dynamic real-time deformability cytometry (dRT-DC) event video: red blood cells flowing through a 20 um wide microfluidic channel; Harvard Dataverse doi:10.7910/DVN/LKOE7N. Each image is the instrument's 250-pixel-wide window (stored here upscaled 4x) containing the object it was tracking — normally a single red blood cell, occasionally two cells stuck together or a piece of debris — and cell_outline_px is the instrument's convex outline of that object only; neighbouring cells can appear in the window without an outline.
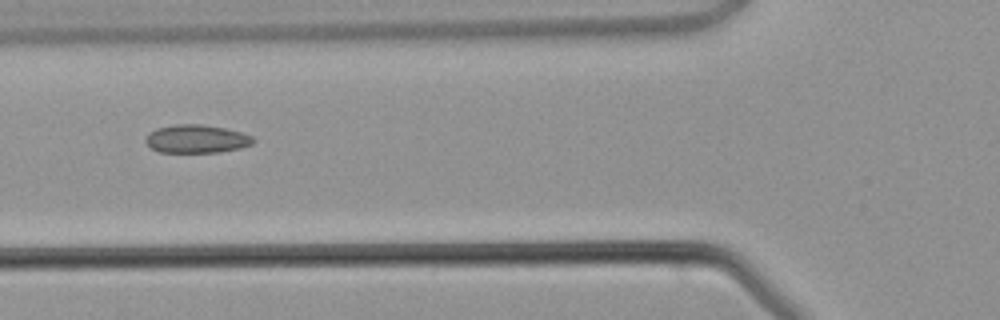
{"species": "common noctule bat (a hibernating species)", "species_latin": "Nyctalus noctula", "temperature_condition": "warm", "stored_images_in_passage": 6, "camera_frame_rate_fps": 3000, "um_per_image_px": 0.085, "animal": {"sex": "male", "body_mass_g": 21.5, "forearm_length_mm": 52.0}, "frame": {"image": 1, "passage_image": 5, "time_ms": 6.0, "image_size_px": [1000, 320], "cell_outline_px": [[256, 140], [252, 144], [240, 148], [220, 152], [160, 152], [152, 148], [144, 140], [148, 132], [156, 128], [176, 124], [200, 124], [224, 128], [240, 132], [252, 136]], "centroid_in_image_um": [16.69, 11.8], "position_along_channel_um": 109.1, "area_um2": 17.69}}
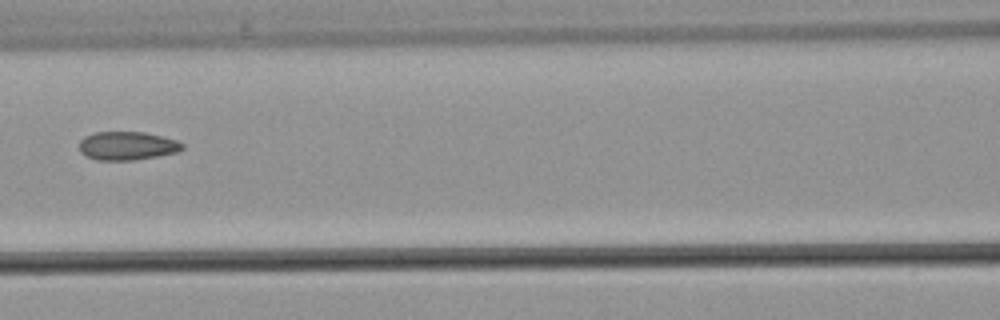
{"frame": {"image": 2, "passage_image": 6, "time_ms": 7.0, "image_size_px": [1000, 320], "cell_outline_px": [[184, 148], [176, 152], [156, 156], [132, 160], [96, 160], [80, 152], [80, 140], [84, 136], [96, 132], [144, 132], [176, 140], [184, 144]], "centroid_in_image_um": [10.79, 12.39], "position_along_channel_um": 155.8, "area_um2": 16.94}}